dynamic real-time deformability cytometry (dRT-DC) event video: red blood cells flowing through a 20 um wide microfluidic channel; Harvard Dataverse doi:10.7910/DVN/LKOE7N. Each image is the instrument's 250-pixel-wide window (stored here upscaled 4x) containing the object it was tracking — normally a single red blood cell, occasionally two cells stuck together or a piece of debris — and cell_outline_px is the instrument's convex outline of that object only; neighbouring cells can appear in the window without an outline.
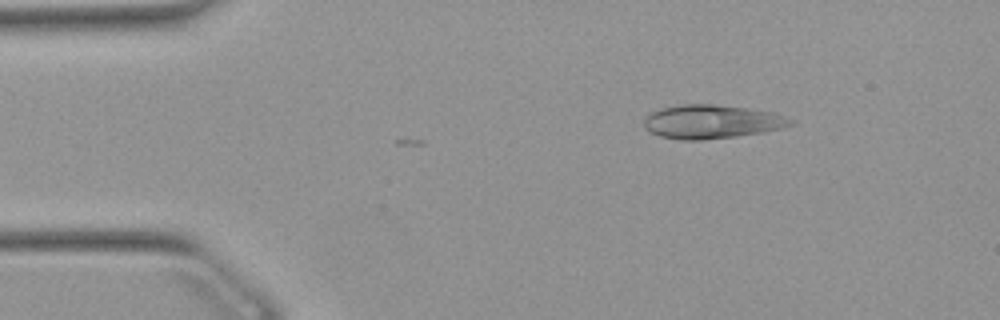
{"species": "Egyptian fruit bat (a non-hibernating species)", "species_latin": "Rousettus aegyptiacus", "temperature_condition": "warm", "stored_images_in_passage": 2, "camera_frame_rate_fps": 3000, "um_per_image_px": 0.085, "animal": {"sex": "female"}, "frame": {"image": 1, "passage_image": 2, "time_ms": 0.333, "image_size_px": [1000, 320], "cell_outline_px": [[792, 124], [780, 128], [764, 132], [736, 136], [704, 140], [680, 140], [660, 136], [644, 128], [644, 116], [660, 108], [680, 104], [716, 104], [772, 112], [784, 116], [792, 120]], "centroid_in_image_um": [60.43, 10.34], "position_along_channel_um": 24.6, "area_um2": 28.73}}